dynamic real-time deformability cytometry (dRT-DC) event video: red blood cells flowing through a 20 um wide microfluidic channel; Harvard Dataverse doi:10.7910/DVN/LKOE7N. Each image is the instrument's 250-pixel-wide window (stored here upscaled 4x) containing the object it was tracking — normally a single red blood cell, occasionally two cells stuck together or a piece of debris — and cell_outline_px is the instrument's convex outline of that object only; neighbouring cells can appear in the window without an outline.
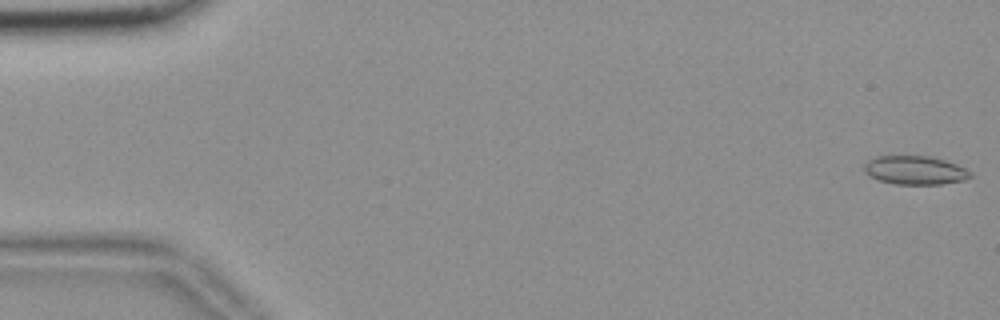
{"species": "common noctule bat (a hibernating species)", "species_latin": "Nyctalus noctula", "temperature_condition": "room temperature", "stored_images_in_passage": 56, "camera_frame_rate_fps": 3000, "um_per_image_px": 0.085, "animal": {"sex": "female", "body_mass_g": 18.4}, "frame": {"image": 1, "passage_image": 1, "time_ms": 0.0, "image_size_px": [1000, 320], "cell_outline_px": [[972, 176], [964, 180], [940, 184], [896, 184], [880, 180], [864, 172], [864, 164], [868, 160], [876, 156], [928, 156], [944, 160], [956, 164], [972, 172]], "centroid_in_image_um": [77.78, 14.46], "position_along_channel_um": 7.2, "area_um2": 17.57}}
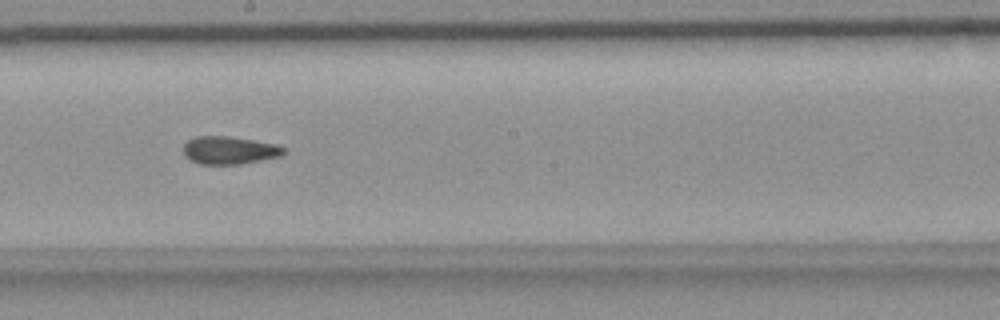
{"frame": {"image": 2, "passage_image": 31, "time_ms": 10.0, "image_size_px": [1000, 320], "cell_outline_px": [[288, 152], [280, 156], [240, 164], [200, 164], [188, 160], [184, 156], [184, 144], [188, 140], [196, 136], [228, 136], [276, 144], [288, 148]], "centroid_in_image_um": [19.51, 12.77], "position_along_channel_um": 228.7, "area_um2": 16.42}}
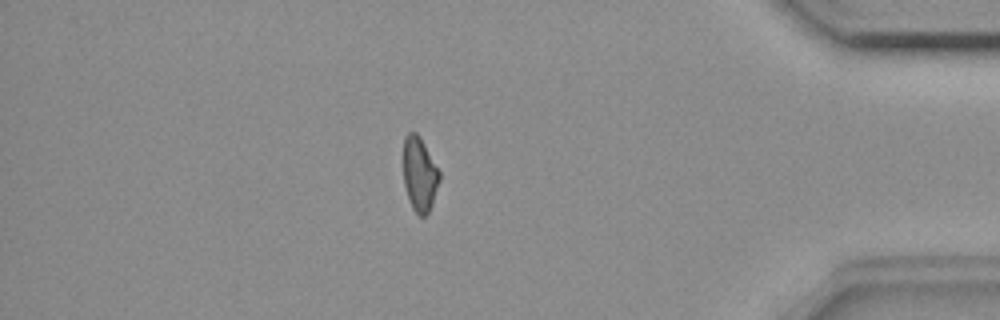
{"frame": {"image": 3, "passage_image": 48, "time_ms": 15.667, "image_size_px": [1000, 320], "cell_outline_px": [[440, 180], [432, 204], [428, 212], [424, 216], [420, 216], [412, 208], [404, 184], [404, 136], [408, 132], [416, 132], [420, 136], [440, 172]], "centroid_in_image_um": [35.67, 14.79], "position_along_channel_um": 399.5, "area_um2": 15.49}, "authors_computed_cell_mechanics": {"area_um2": 16.7909, "velocity_mm_per_s": 3.6781, "shape_relaxation_time_tau1_ms": null, "shape_relaxation_time_tau2_ms": 4.2601, "deformation_change_tau1": null, "deformation_change_tau2": 0.1183}}